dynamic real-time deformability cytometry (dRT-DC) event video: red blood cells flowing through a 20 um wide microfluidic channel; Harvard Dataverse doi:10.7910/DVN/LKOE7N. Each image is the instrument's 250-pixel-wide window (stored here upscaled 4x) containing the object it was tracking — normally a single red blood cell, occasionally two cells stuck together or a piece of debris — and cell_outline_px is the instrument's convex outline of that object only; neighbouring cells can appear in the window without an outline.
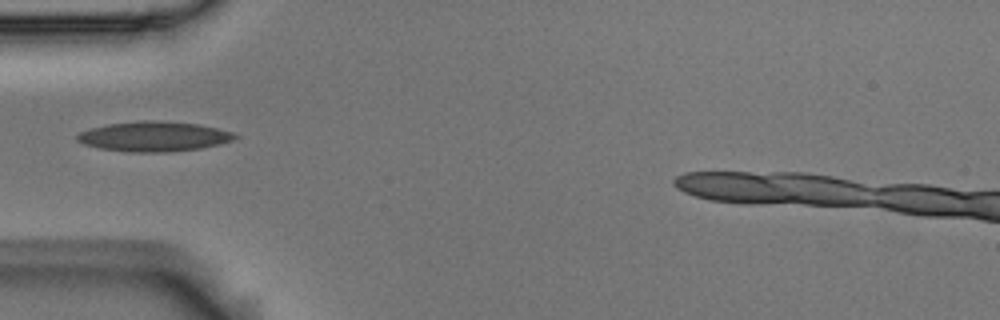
{"species": "Egyptian fruit bat (a non-hibernating species)", "species_latin": "Rousettus aegyptiacus", "temperature_condition": "room temperature", "stored_images_in_passage": 34, "camera_frame_rate_fps": 3000, "um_per_image_px": 0.085, "animal": {"sex": "male"}, "frame": {"image": 1, "passage_image": 1, "time_ms": 0.0, "image_size_px": [1000, 320], "cell_outline_px": [[240, 136], [232, 140], [200, 148], [164, 152], [128, 152], [100, 148], [84, 144], [76, 140], [76, 136], [80, 132], [92, 128], [108, 124], [140, 120], [156, 120], [200, 124], [232, 132]], "centroid_in_image_um": [13.06, 11.59], "position_along_channel_um": 71.9, "area_um2": 27.34}}
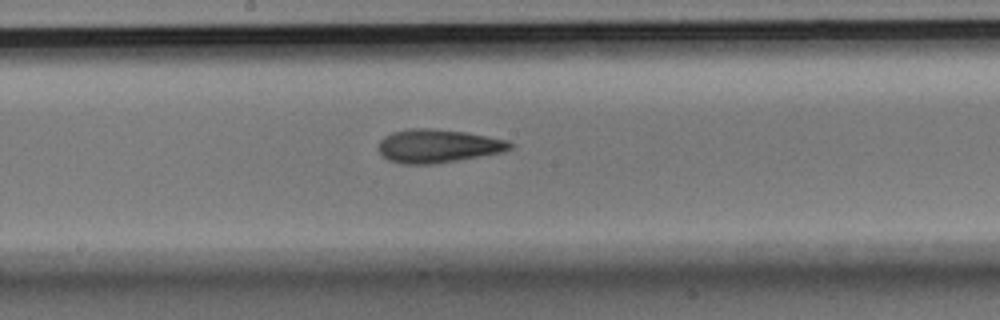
{"frame": {"image": 2, "passage_image": 12, "time_ms": 3.667, "image_size_px": [1000, 320], "cell_outline_px": [[516, 144], [512, 148], [500, 152], [456, 160], [432, 164], [400, 164], [388, 160], [376, 148], [380, 140], [384, 136], [392, 132], [408, 128], [428, 128], [464, 132], [508, 140]], "centroid_in_image_um": [37.18, 12.4], "position_along_channel_um": 211.0, "area_um2": 25.55}}
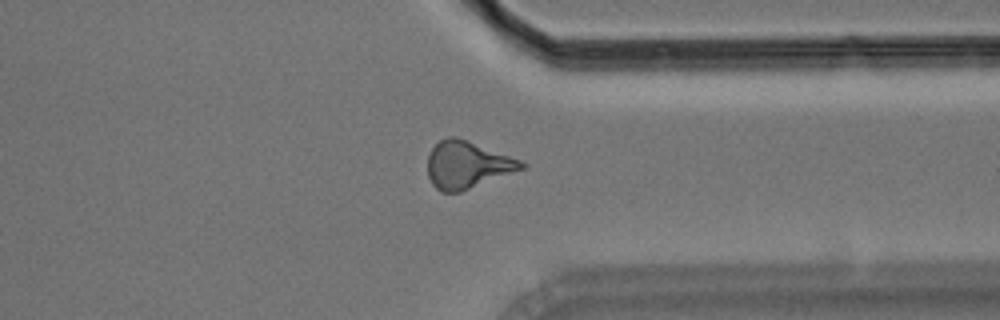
{"frame": {"image": 3, "passage_image": 25, "time_ms": 8.0, "image_size_px": [1000, 320], "cell_outline_px": [[528, 164], [524, 168], [460, 192], [440, 192], [432, 184], [428, 176], [428, 156], [432, 148], [440, 140], [448, 136], [456, 136], [468, 140], [520, 160]], "centroid_in_image_um": [39.69, 14.0], "position_along_channel_um": 371.7, "area_um2": 25.61}}